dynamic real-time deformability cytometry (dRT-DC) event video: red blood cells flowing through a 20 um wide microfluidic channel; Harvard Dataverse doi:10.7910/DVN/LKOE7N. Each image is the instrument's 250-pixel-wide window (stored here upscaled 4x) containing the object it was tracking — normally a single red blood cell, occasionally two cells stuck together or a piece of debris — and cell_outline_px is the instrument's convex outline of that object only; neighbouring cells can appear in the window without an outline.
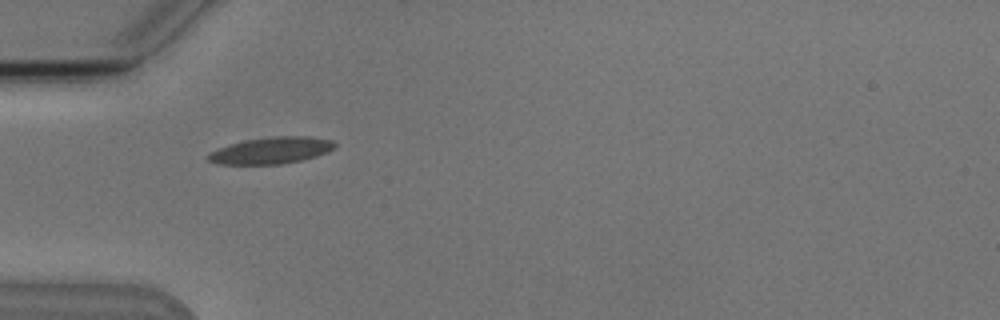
{"species": "Egyptian fruit bat (a non-hibernating species)", "species_latin": "Rousettus aegyptiacus", "temperature_condition": "cold", "stored_images_in_passage": 2, "camera_frame_rate_fps": 3000, "um_per_image_px": 0.085, "animal": {"sex": "male"}, "frame": {"image": 1, "passage_image": 1, "time_ms": 0.0, "image_size_px": [1000, 320], "cell_outline_px": [[336, 148], [328, 152], [316, 156], [300, 160], [280, 164], [216, 164], [208, 160], [204, 156], [208, 152], [216, 148], [228, 144], [244, 140], [276, 136], [308, 136], [332, 140], [336, 144]], "centroid_in_image_um": [23.0, 12.78], "position_along_channel_um": 62.0, "area_um2": 19.88}}